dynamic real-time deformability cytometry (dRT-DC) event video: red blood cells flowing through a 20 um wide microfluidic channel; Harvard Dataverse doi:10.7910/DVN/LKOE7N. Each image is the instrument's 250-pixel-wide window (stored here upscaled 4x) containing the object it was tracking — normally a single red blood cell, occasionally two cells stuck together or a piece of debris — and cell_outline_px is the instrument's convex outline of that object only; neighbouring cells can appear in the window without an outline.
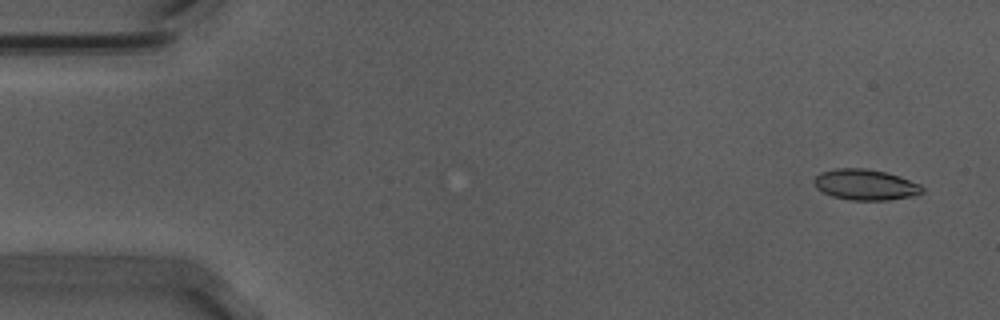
{"species": "Egyptian fruit bat (a non-hibernating species)", "species_latin": "Rousettus aegyptiacus", "temperature_condition": "warm", "stored_images_in_passage": 56, "camera_frame_rate_fps": 3000, "um_per_image_px": 0.085, "animal": {"sex": "male"}, "frame": {"image": 1, "passage_image": 3, "time_ms": 0.667, "image_size_px": [1000, 320], "cell_outline_px": [[924, 192], [912, 196], [888, 200], [852, 200], [832, 196], [816, 188], [812, 180], [820, 172], [836, 168], [864, 168], [884, 172], [900, 176], [920, 184], [924, 188]], "centroid_in_image_um": [73.55, 15.69], "position_along_channel_um": 11.4, "area_um2": 19.42}}
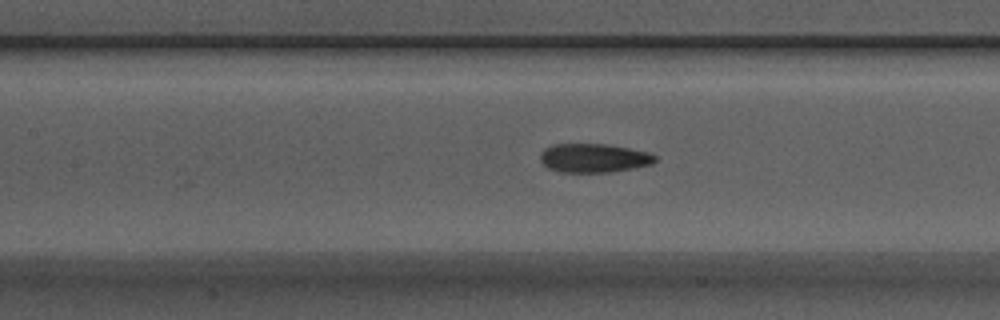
{"frame": {"image": 2, "passage_image": 25, "time_ms": 8.0, "image_size_px": [1000, 320], "cell_outline_px": [[656, 160], [652, 164], [612, 172], [556, 172], [548, 168], [540, 160], [540, 152], [544, 148], [552, 144], [604, 144], [628, 148], [648, 152], [656, 156]], "centroid_in_image_um": [50.43, 13.43], "position_along_channel_um": 157.0, "area_um2": 19.36}}
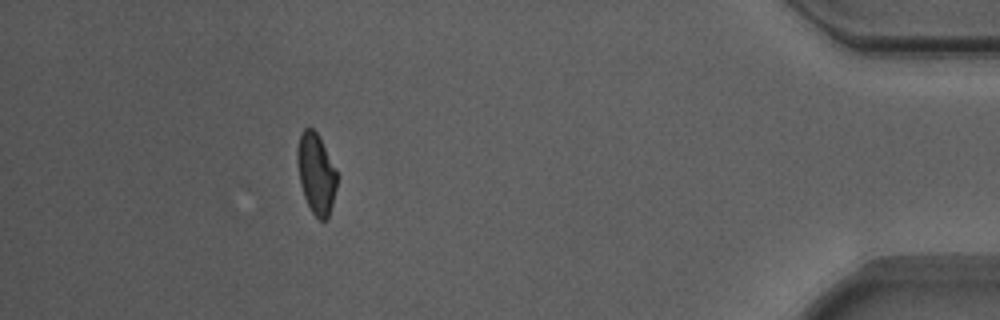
{"frame": {"image": 3, "passage_image": 50, "time_ms": 16.333, "image_size_px": [1000, 320], "cell_outline_px": [[336, 188], [332, 204], [328, 216], [324, 220], [320, 220], [312, 212], [304, 196], [300, 184], [296, 156], [296, 152], [300, 136], [304, 128], [312, 128], [316, 132], [336, 168]], "centroid_in_image_um": [26.86, 14.74], "position_along_channel_um": 408.3, "area_um2": 18.26}, "authors_computed_cell_mechanics": {"area_um2": 19.4208, "velocity_mm_per_s": 3.7129, "shape_relaxation_time_tau1_ms": 9.5143, "shape_relaxation_time_tau2_ms": 1.6415, "deformation_change_tau1": 0.2045, "deformation_change_tau2": 0.0762}}